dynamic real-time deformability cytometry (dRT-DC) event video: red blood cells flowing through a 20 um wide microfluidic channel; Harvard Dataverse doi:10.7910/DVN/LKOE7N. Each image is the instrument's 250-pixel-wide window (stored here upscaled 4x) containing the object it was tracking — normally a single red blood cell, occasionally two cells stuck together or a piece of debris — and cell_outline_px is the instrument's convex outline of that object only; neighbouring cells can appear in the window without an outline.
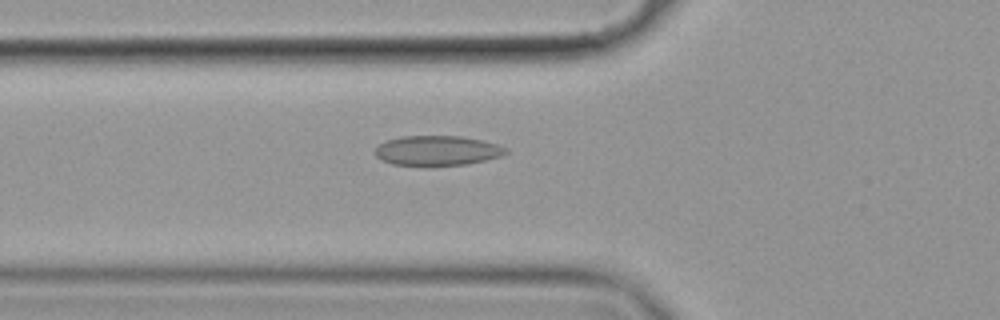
{"species": "common noctule bat (a hibernating species)", "species_latin": "Nyctalus noctula", "temperature_condition": "cold", "stored_images_in_passage": 43, "camera_frame_rate_fps": 3000, "um_per_image_px": 0.085, "animal": {"sex": "female", "body_mass_g": 19.9}, "frame": {"image": 1, "passage_image": 7, "time_ms": 2.0, "image_size_px": [1000, 320], "cell_outline_px": [[508, 152], [500, 156], [484, 160], [464, 164], [392, 164], [380, 160], [372, 152], [380, 144], [388, 140], [400, 136], [460, 136], [480, 140], [496, 144], [508, 148]], "centroid_in_image_um": [37.13, 12.78], "position_along_channel_um": 88.7, "area_um2": 22.25}}
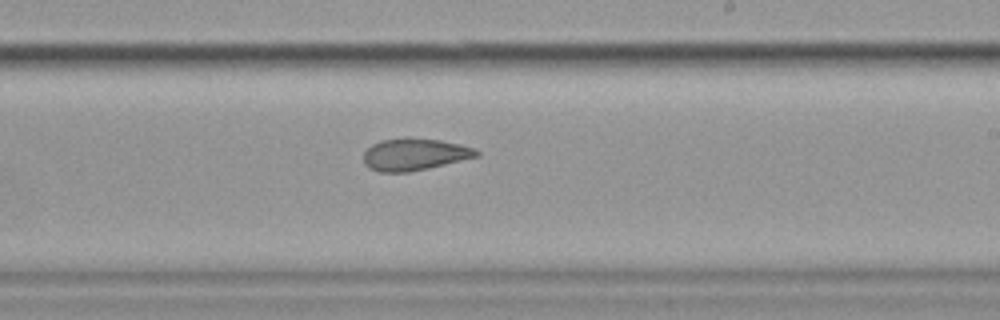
{"frame": {"image": 2, "passage_image": 21, "time_ms": 6.667, "image_size_px": [1000, 320], "cell_outline_px": [[480, 156], [428, 168], [408, 172], [380, 172], [368, 168], [364, 164], [364, 152], [372, 144], [380, 140], [408, 136], [440, 140], [460, 144], [476, 148], [480, 152]], "centroid_in_image_um": [35.24, 13.1], "position_along_channel_um": 253.8, "area_um2": 21.44}}
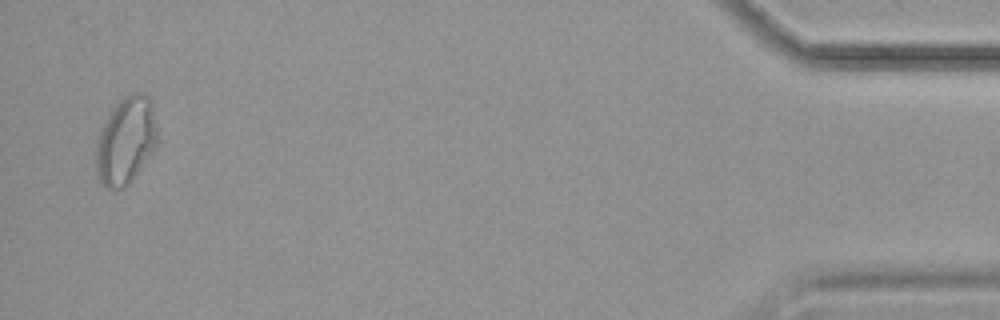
{"frame": {"image": 3, "passage_image": 42, "time_ms": 13.667, "image_size_px": [1000, 320], "cell_outline_px": [[156, 144], [132, 180], [124, 188], [112, 192], [104, 188], [100, 184], [96, 176], [96, 140], [100, 128], [116, 100], [132, 92], [144, 92], [152, 100], [156, 128]], "centroid_in_image_um": [10.64, 11.95], "position_along_channel_um": 424.6, "area_um2": 31.79}, "authors_computed_cell_mechanics": {"area_um2": 22.4264, "velocity_mm_per_s": 3.5416, "shape_relaxation_time_tau1_ms": 9.8135, "shape_relaxation_time_tau2_ms": 3.2933, "deformation_change_tau1": 0.1502, "deformation_change_tau2": 0.0845}}